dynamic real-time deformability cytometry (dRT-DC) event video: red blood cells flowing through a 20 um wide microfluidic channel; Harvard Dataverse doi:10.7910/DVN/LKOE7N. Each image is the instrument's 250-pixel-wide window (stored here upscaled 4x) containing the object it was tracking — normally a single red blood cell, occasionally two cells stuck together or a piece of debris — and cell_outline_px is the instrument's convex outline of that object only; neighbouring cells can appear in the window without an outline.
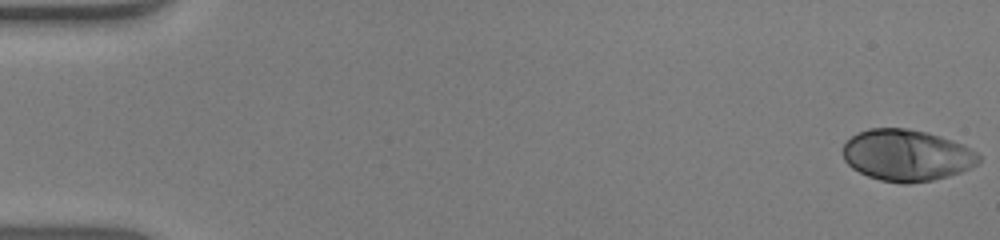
{"species": "human", "species_latin": "Homo sapiens", "temperature_condition": "warm", "stored_images_in_passage": 53, "camera_frame_rate_fps": 3000, "um_per_image_px": 0.085, "donor": {"sex": "male"}, "frame": {"image": 1, "passage_image": 1, "time_ms": 0.0, "image_size_px": [1000, 240], "cell_outline_px": [[980, 160], [976, 164], [960, 172], [948, 176], [932, 180], [908, 184], [900, 184], [880, 180], [868, 176], [852, 168], [844, 160], [844, 144], [856, 132], [868, 128], [908, 128], [928, 132], [964, 144], [976, 152], [980, 156]], "centroid_in_image_um": [77.06, 13.19], "position_along_channel_um": 7.9, "area_um2": 40.86}}
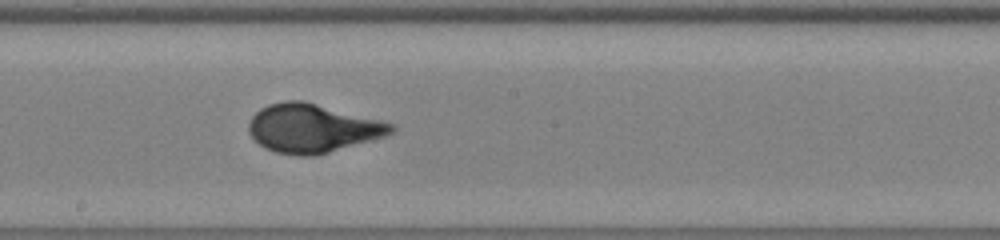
{"frame": {"image": 2, "passage_image": 30, "time_ms": 9.667, "image_size_px": [1000, 240], "cell_outline_px": [[396, 132], [384, 136], [328, 152], [312, 156], [296, 156], [276, 152], [264, 148], [248, 132], [248, 124], [252, 116], [260, 108], [268, 104], [284, 100], [304, 100], [396, 124]], "centroid_in_image_um": [26.55, 10.88], "position_along_channel_um": 221.6, "area_um2": 40.4}}
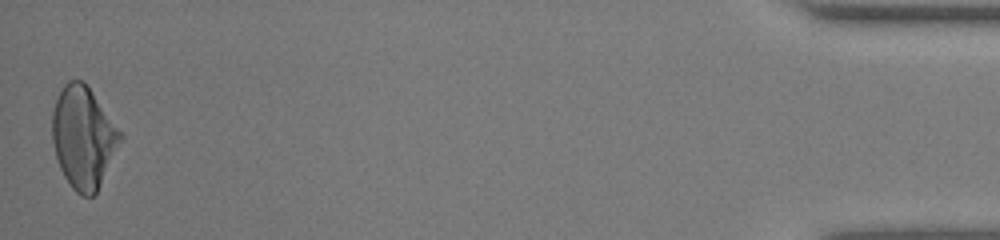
{"frame": {"image": 3, "passage_image": 53, "time_ms": 17.333, "image_size_px": [1000, 240], "cell_outline_px": [[124, 136], [96, 192], [92, 196], [80, 196], [72, 188], [64, 176], [60, 168], [56, 156], [52, 140], [52, 112], [56, 100], [64, 84], [68, 80], [84, 80]], "centroid_in_image_um": [7.08, 11.67], "position_along_channel_um": 428.1, "area_um2": 40.11}, "authors_computed_cell_mechanics": {"area_um2": 39.304, "velocity_mm_per_s": 3.8843, "shape_relaxation_time_tau1_ms": 4.4629, "shape_relaxation_time_tau2_ms": null, "deformation_change_tau1": 0.2177, "deformation_change_tau2": null}}